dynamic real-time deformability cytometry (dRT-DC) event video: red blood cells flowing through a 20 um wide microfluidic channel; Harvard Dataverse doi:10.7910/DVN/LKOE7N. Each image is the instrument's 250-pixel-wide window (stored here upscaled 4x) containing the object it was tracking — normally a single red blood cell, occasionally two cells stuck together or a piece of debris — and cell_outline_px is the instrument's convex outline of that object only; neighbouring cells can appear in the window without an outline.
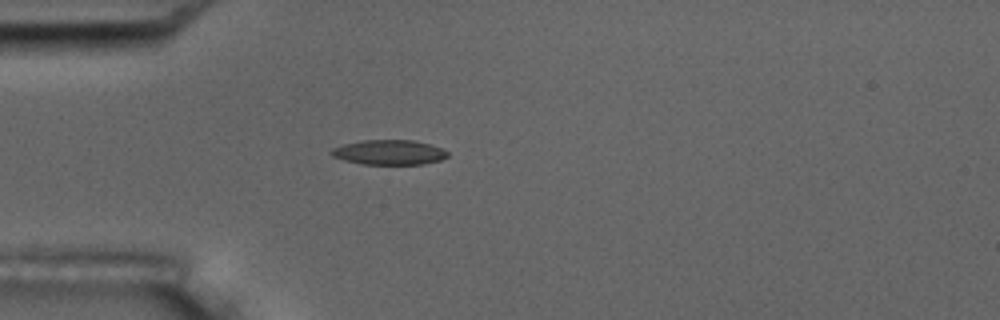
{"species": "common noctule bat (a hibernating species)", "species_latin": "Nyctalus noctula", "temperature_condition": "room temperature", "stored_images_in_passage": 1, "camera_frame_rate_fps": 3000, "um_per_image_px": 0.085, "animal": {"sex": "male", "body_mass_g": 17.5, "forearm_length_mm": 52.3}, "frame": {"image": 1, "passage_image": 1, "time_ms": 0.0, "image_size_px": [1000, 320], "cell_outline_px": [[448, 156], [440, 160], [424, 164], [360, 164], [344, 160], [332, 156], [328, 152], [332, 148], [344, 144], [364, 140], [412, 140], [428, 144], [440, 148], [448, 152]], "centroid_in_image_um": [33.04, 12.95], "position_along_channel_um": 52.0, "area_um2": 16.76}}